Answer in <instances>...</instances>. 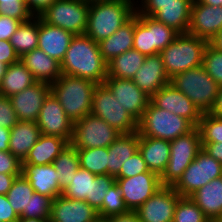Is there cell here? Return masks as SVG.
<instances>
[{
	"mask_svg": "<svg viewBox=\"0 0 222 222\" xmlns=\"http://www.w3.org/2000/svg\"><path fill=\"white\" fill-rule=\"evenodd\" d=\"M33 193V187L23 174L15 178L7 193V198L18 216H22L23 211H29L30 197H32Z\"/></svg>",
	"mask_w": 222,
	"mask_h": 222,
	"instance_id": "8d00e7d4",
	"label": "cell"
},
{
	"mask_svg": "<svg viewBox=\"0 0 222 222\" xmlns=\"http://www.w3.org/2000/svg\"><path fill=\"white\" fill-rule=\"evenodd\" d=\"M81 1H84L85 3L91 4V3H94V2L108 1V0H81Z\"/></svg>",
	"mask_w": 222,
	"mask_h": 222,
	"instance_id": "003e7915",
	"label": "cell"
},
{
	"mask_svg": "<svg viewBox=\"0 0 222 222\" xmlns=\"http://www.w3.org/2000/svg\"><path fill=\"white\" fill-rule=\"evenodd\" d=\"M74 35L39 16L38 48L61 63Z\"/></svg>",
	"mask_w": 222,
	"mask_h": 222,
	"instance_id": "44dd1931",
	"label": "cell"
},
{
	"mask_svg": "<svg viewBox=\"0 0 222 222\" xmlns=\"http://www.w3.org/2000/svg\"><path fill=\"white\" fill-rule=\"evenodd\" d=\"M190 198L211 222H217L222 217V176L199 188Z\"/></svg>",
	"mask_w": 222,
	"mask_h": 222,
	"instance_id": "484cf974",
	"label": "cell"
},
{
	"mask_svg": "<svg viewBox=\"0 0 222 222\" xmlns=\"http://www.w3.org/2000/svg\"><path fill=\"white\" fill-rule=\"evenodd\" d=\"M40 135L36 122L19 120L10 129L9 151L23 162Z\"/></svg>",
	"mask_w": 222,
	"mask_h": 222,
	"instance_id": "4316f807",
	"label": "cell"
},
{
	"mask_svg": "<svg viewBox=\"0 0 222 222\" xmlns=\"http://www.w3.org/2000/svg\"><path fill=\"white\" fill-rule=\"evenodd\" d=\"M201 142H222V118L211 113H202L198 124Z\"/></svg>",
	"mask_w": 222,
	"mask_h": 222,
	"instance_id": "60d3db41",
	"label": "cell"
},
{
	"mask_svg": "<svg viewBox=\"0 0 222 222\" xmlns=\"http://www.w3.org/2000/svg\"><path fill=\"white\" fill-rule=\"evenodd\" d=\"M138 150L149 171L161 177L170 158V141L139 134Z\"/></svg>",
	"mask_w": 222,
	"mask_h": 222,
	"instance_id": "603a6c76",
	"label": "cell"
},
{
	"mask_svg": "<svg viewBox=\"0 0 222 222\" xmlns=\"http://www.w3.org/2000/svg\"><path fill=\"white\" fill-rule=\"evenodd\" d=\"M207 44L206 40L197 36L180 33L159 53L169 79L178 73L201 66Z\"/></svg>",
	"mask_w": 222,
	"mask_h": 222,
	"instance_id": "277c9868",
	"label": "cell"
},
{
	"mask_svg": "<svg viewBox=\"0 0 222 222\" xmlns=\"http://www.w3.org/2000/svg\"><path fill=\"white\" fill-rule=\"evenodd\" d=\"M22 174L36 193L49 196L53 200L63 193L53 164H22Z\"/></svg>",
	"mask_w": 222,
	"mask_h": 222,
	"instance_id": "7402d4cb",
	"label": "cell"
},
{
	"mask_svg": "<svg viewBox=\"0 0 222 222\" xmlns=\"http://www.w3.org/2000/svg\"><path fill=\"white\" fill-rule=\"evenodd\" d=\"M133 49L150 56L153 55L152 31L135 13L134 43Z\"/></svg>",
	"mask_w": 222,
	"mask_h": 222,
	"instance_id": "b9f144b4",
	"label": "cell"
},
{
	"mask_svg": "<svg viewBox=\"0 0 222 222\" xmlns=\"http://www.w3.org/2000/svg\"><path fill=\"white\" fill-rule=\"evenodd\" d=\"M222 28V8L193 1L188 32L209 41Z\"/></svg>",
	"mask_w": 222,
	"mask_h": 222,
	"instance_id": "ac0fdd59",
	"label": "cell"
},
{
	"mask_svg": "<svg viewBox=\"0 0 222 222\" xmlns=\"http://www.w3.org/2000/svg\"><path fill=\"white\" fill-rule=\"evenodd\" d=\"M60 66L62 74L96 84H104L107 78V63L102 58L99 44L85 34L74 35Z\"/></svg>",
	"mask_w": 222,
	"mask_h": 222,
	"instance_id": "6da1fadb",
	"label": "cell"
},
{
	"mask_svg": "<svg viewBox=\"0 0 222 222\" xmlns=\"http://www.w3.org/2000/svg\"><path fill=\"white\" fill-rule=\"evenodd\" d=\"M199 3H203L208 6L219 7L221 6L222 0H196Z\"/></svg>",
	"mask_w": 222,
	"mask_h": 222,
	"instance_id": "e7e4bbea",
	"label": "cell"
},
{
	"mask_svg": "<svg viewBox=\"0 0 222 222\" xmlns=\"http://www.w3.org/2000/svg\"><path fill=\"white\" fill-rule=\"evenodd\" d=\"M91 113L121 134L138 131V122L115 99L105 84H98L94 89Z\"/></svg>",
	"mask_w": 222,
	"mask_h": 222,
	"instance_id": "ba28073f",
	"label": "cell"
},
{
	"mask_svg": "<svg viewBox=\"0 0 222 222\" xmlns=\"http://www.w3.org/2000/svg\"><path fill=\"white\" fill-rule=\"evenodd\" d=\"M0 173L22 174V161L10 151H0Z\"/></svg>",
	"mask_w": 222,
	"mask_h": 222,
	"instance_id": "681fc988",
	"label": "cell"
},
{
	"mask_svg": "<svg viewBox=\"0 0 222 222\" xmlns=\"http://www.w3.org/2000/svg\"><path fill=\"white\" fill-rule=\"evenodd\" d=\"M210 113L216 117L222 118V86L219 88L215 104Z\"/></svg>",
	"mask_w": 222,
	"mask_h": 222,
	"instance_id": "94428289",
	"label": "cell"
},
{
	"mask_svg": "<svg viewBox=\"0 0 222 222\" xmlns=\"http://www.w3.org/2000/svg\"><path fill=\"white\" fill-rule=\"evenodd\" d=\"M20 61L38 82L54 83L62 75L60 62L35 48L20 57Z\"/></svg>",
	"mask_w": 222,
	"mask_h": 222,
	"instance_id": "cb8c5ba5",
	"label": "cell"
},
{
	"mask_svg": "<svg viewBox=\"0 0 222 222\" xmlns=\"http://www.w3.org/2000/svg\"><path fill=\"white\" fill-rule=\"evenodd\" d=\"M98 212L86 201L69 199L62 194L52 201L50 222H94Z\"/></svg>",
	"mask_w": 222,
	"mask_h": 222,
	"instance_id": "d6986e66",
	"label": "cell"
},
{
	"mask_svg": "<svg viewBox=\"0 0 222 222\" xmlns=\"http://www.w3.org/2000/svg\"><path fill=\"white\" fill-rule=\"evenodd\" d=\"M50 93L49 83L36 82L25 90L10 96L9 99L18 120L36 122L42 105Z\"/></svg>",
	"mask_w": 222,
	"mask_h": 222,
	"instance_id": "e0dca14e",
	"label": "cell"
},
{
	"mask_svg": "<svg viewBox=\"0 0 222 222\" xmlns=\"http://www.w3.org/2000/svg\"><path fill=\"white\" fill-rule=\"evenodd\" d=\"M21 23L18 19L0 15V40H10Z\"/></svg>",
	"mask_w": 222,
	"mask_h": 222,
	"instance_id": "816d5d0a",
	"label": "cell"
},
{
	"mask_svg": "<svg viewBox=\"0 0 222 222\" xmlns=\"http://www.w3.org/2000/svg\"><path fill=\"white\" fill-rule=\"evenodd\" d=\"M36 123L41 134L58 136L71 143L74 123L52 93L45 99Z\"/></svg>",
	"mask_w": 222,
	"mask_h": 222,
	"instance_id": "4fadbf2b",
	"label": "cell"
},
{
	"mask_svg": "<svg viewBox=\"0 0 222 222\" xmlns=\"http://www.w3.org/2000/svg\"><path fill=\"white\" fill-rule=\"evenodd\" d=\"M6 68H7V65H5L4 63H2L0 61V84L2 82V78H3L4 74H5Z\"/></svg>",
	"mask_w": 222,
	"mask_h": 222,
	"instance_id": "03108f58",
	"label": "cell"
},
{
	"mask_svg": "<svg viewBox=\"0 0 222 222\" xmlns=\"http://www.w3.org/2000/svg\"><path fill=\"white\" fill-rule=\"evenodd\" d=\"M80 168L96 175L107 174L108 147L77 149Z\"/></svg>",
	"mask_w": 222,
	"mask_h": 222,
	"instance_id": "74e56055",
	"label": "cell"
},
{
	"mask_svg": "<svg viewBox=\"0 0 222 222\" xmlns=\"http://www.w3.org/2000/svg\"><path fill=\"white\" fill-rule=\"evenodd\" d=\"M170 84L184 93L201 113H210L220 88L202 65L176 74Z\"/></svg>",
	"mask_w": 222,
	"mask_h": 222,
	"instance_id": "5b68a950",
	"label": "cell"
},
{
	"mask_svg": "<svg viewBox=\"0 0 222 222\" xmlns=\"http://www.w3.org/2000/svg\"><path fill=\"white\" fill-rule=\"evenodd\" d=\"M132 81L148 96H152L163 86L170 83L160 54L146 56L144 63Z\"/></svg>",
	"mask_w": 222,
	"mask_h": 222,
	"instance_id": "ffe728a7",
	"label": "cell"
},
{
	"mask_svg": "<svg viewBox=\"0 0 222 222\" xmlns=\"http://www.w3.org/2000/svg\"><path fill=\"white\" fill-rule=\"evenodd\" d=\"M146 55L130 49L107 63V78L132 79L144 63Z\"/></svg>",
	"mask_w": 222,
	"mask_h": 222,
	"instance_id": "1f68e13d",
	"label": "cell"
},
{
	"mask_svg": "<svg viewBox=\"0 0 222 222\" xmlns=\"http://www.w3.org/2000/svg\"><path fill=\"white\" fill-rule=\"evenodd\" d=\"M116 182L115 177L106 175H96L92 181L91 200L88 204L98 211L104 200L107 190Z\"/></svg>",
	"mask_w": 222,
	"mask_h": 222,
	"instance_id": "ee69618b",
	"label": "cell"
},
{
	"mask_svg": "<svg viewBox=\"0 0 222 222\" xmlns=\"http://www.w3.org/2000/svg\"><path fill=\"white\" fill-rule=\"evenodd\" d=\"M94 222H108L106 218L98 217Z\"/></svg>",
	"mask_w": 222,
	"mask_h": 222,
	"instance_id": "a7ac6f4b",
	"label": "cell"
},
{
	"mask_svg": "<svg viewBox=\"0 0 222 222\" xmlns=\"http://www.w3.org/2000/svg\"><path fill=\"white\" fill-rule=\"evenodd\" d=\"M193 1L179 0V3L157 4V13L153 18L179 33H187Z\"/></svg>",
	"mask_w": 222,
	"mask_h": 222,
	"instance_id": "83f0119b",
	"label": "cell"
},
{
	"mask_svg": "<svg viewBox=\"0 0 222 222\" xmlns=\"http://www.w3.org/2000/svg\"><path fill=\"white\" fill-rule=\"evenodd\" d=\"M201 145L206 153L222 164V142H201Z\"/></svg>",
	"mask_w": 222,
	"mask_h": 222,
	"instance_id": "9f6ffc18",
	"label": "cell"
},
{
	"mask_svg": "<svg viewBox=\"0 0 222 222\" xmlns=\"http://www.w3.org/2000/svg\"><path fill=\"white\" fill-rule=\"evenodd\" d=\"M52 201L51 197L34 192L30 197L29 211H23L22 217L50 219Z\"/></svg>",
	"mask_w": 222,
	"mask_h": 222,
	"instance_id": "f6af8a7d",
	"label": "cell"
},
{
	"mask_svg": "<svg viewBox=\"0 0 222 222\" xmlns=\"http://www.w3.org/2000/svg\"><path fill=\"white\" fill-rule=\"evenodd\" d=\"M202 66L207 74L222 86V52L213 48L209 43L205 47Z\"/></svg>",
	"mask_w": 222,
	"mask_h": 222,
	"instance_id": "7bdbcfd3",
	"label": "cell"
},
{
	"mask_svg": "<svg viewBox=\"0 0 222 222\" xmlns=\"http://www.w3.org/2000/svg\"><path fill=\"white\" fill-rule=\"evenodd\" d=\"M128 210L135 211L162 186L161 178L148 171L128 178H115Z\"/></svg>",
	"mask_w": 222,
	"mask_h": 222,
	"instance_id": "7c38bea8",
	"label": "cell"
},
{
	"mask_svg": "<svg viewBox=\"0 0 222 222\" xmlns=\"http://www.w3.org/2000/svg\"><path fill=\"white\" fill-rule=\"evenodd\" d=\"M222 176V164L202 148L173 186L181 197H190L211 180Z\"/></svg>",
	"mask_w": 222,
	"mask_h": 222,
	"instance_id": "30bf717a",
	"label": "cell"
},
{
	"mask_svg": "<svg viewBox=\"0 0 222 222\" xmlns=\"http://www.w3.org/2000/svg\"><path fill=\"white\" fill-rule=\"evenodd\" d=\"M201 149V136L198 127H194L187 134L171 140L168 165L160 177L162 186L173 187Z\"/></svg>",
	"mask_w": 222,
	"mask_h": 222,
	"instance_id": "52a82bcc",
	"label": "cell"
},
{
	"mask_svg": "<svg viewBox=\"0 0 222 222\" xmlns=\"http://www.w3.org/2000/svg\"><path fill=\"white\" fill-rule=\"evenodd\" d=\"M0 15L18 19L21 22L29 21L34 15L26 5V0H0Z\"/></svg>",
	"mask_w": 222,
	"mask_h": 222,
	"instance_id": "bcb514c9",
	"label": "cell"
},
{
	"mask_svg": "<svg viewBox=\"0 0 222 222\" xmlns=\"http://www.w3.org/2000/svg\"><path fill=\"white\" fill-rule=\"evenodd\" d=\"M16 222H49V219H43V218H37V217L25 218V217L19 216Z\"/></svg>",
	"mask_w": 222,
	"mask_h": 222,
	"instance_id": "be15d7a7",
	"label": "cell"
},
{
	"mask_svg": "<svg viewBox=\"0 0 222 222\" xmlns=\"http://www.w3.org/2000/svg\"><path fill=\"white\" fill-rule=\"evenodd\" d=\"M193 128L187 119L156 107L151 101L138 122L140 135L169 141L187 134Z\"/></svg>",
	"mask_w": 222,
	"mask_h": 222,
	"instance_id": "8992f818",
	"label": "cell"
},
{
	"mask_svg": "<svg viewBox=\"0 0 222 222\" xmlns=\"http://www.w3.org/2000/svg\"><path fill=\"white\" fill-rule=\"evenodd\" d=\"M108 222H140L136 211L112 215L106 218Z\"/></svg>",
	"mask_w": 222,
	"mask_h": 222,
	"instance_id": "6f0895ef",
	"label": "cell"
},
{
	"mask_svg": "<svg viewBox=\"0 0 222 222\" xmlns=\"http://www.w3.org/2000/svg\"><path fill=\"white\" fill-rule=\"evenodd\" d=\"M52 164L57 172L60 188L63 191L70 184L73 174L80 167L77 149L69 143Z\"/></svg>",
	"mask_w": 222,
	"mask_h": 222,
	"instance_id": "836d02e7",
	"label": "cell"
},
{
	"mask_svg": "<svg viewBox=\"0 0 222 222\" xmlns=\"http://www.w3.org/2000/svg\"><path fill=\"white\" fill-rule=\"evenodd\" d=\"M20 60L9 40H0V61L9 66Z\"/></svg>",
	"mask_w": 222,
	"mask_h": 222,
	"instance_id": "f5cc1de1",
	"label": "cell"
},
{
	"mask_svg": "<svg viewBox=\"0 0 222 222\" xmlns=\"http://www.w3.org/2000/svg\"><path fill=\"white\" fill-rule=\"evenodd\" d=\"M21 174H5L0 173V194L7 195L12 186L13 181Z\"/></svg>",
	"mask_w": 222,
	"mask_h": 222,
	"instance_id": "680465c9",
	"label": "cell"
},
{
	"mask_svg": "<svg viewBox=\"0 0 222 222\" xmlns=\"http://www.w3.org/2000/svg\"><path fill=\"white\" fill-rule=\"evenodd\" d=\"M173 222H211L190 198L181 197L175 207Z\"/></svg>",
	"mask_w": 222,
	"mask_h": 222,
	"instance_id": "f35d334b",
	"label": "cell"
},
{
	"mask_svg": "<svg viewBox=\"0 0 222 222\" xmlns=\"http://www.w3.org/2000/svg\"><path fill=\"white\" fill-rule=\"evenodd\" d=\"M38 33L39 16H33L29 21L19 25L9 40L19 58L38 48Z\"/></svg>",
	"mask_w": 222,
	"mask_h": 222,
	"instance_id": "d6a6232c",
	"label": "cell"
},
{
	"mask_svg": "<svg viewBox=\"0 0 222 222\" xmlns=\"http://www.w3.org/2000/svg\"><path fill=\"white\" fill-rule=\"evenodd\" d=\"M180 194L173 187L163 186L136 211L140 222H173Z\"/></svg>",
	"mask_w": 222,
	"mask_h": 222,
	"instance_id": "5bb4252c",
	"label": "cell"
},
{
	"mask_svg": "<svg viewBox=\"0 0 222 222\" xmlns=\"http://www.w3.org/2000/svg\"><path fill=\"white\" fill-rule=\"evenodd\" d=\"M120 134L104 120L89 113L74 122L71 144L76 149L108 147Z\"/></svg>",
	"mask_w": 222,
	"mask_h": 222,
	"instance_id": "8fae6325",
	"label": "cell"
},
{
	"mask_svg": "<svg viewBox=\"0 0 222 222\" xmlns=\"http://www.w3.org/2000/svg\"><path fill=\"white\" fill-rule=\"evenodd\" d=\"M209 44L222 52V28L218 31V33L209 41Z\"/></svg>",
	"mask_w": 222,
	"mask_h": 222,
	"instance_id": "6125c7cd",
	"label": "cell"
},
{
	"mask_svg": "<svg viewBox=\"0 0 222 222\" xmlns=\"http://www.w3.org/2000/svg\"><path fill=\"white\" fill-rule=\"evenodd\" d=\"M139 132L120 134L108 146L107 174L116 177L122 165L138 150Z\"/></svg>",
	"mask_w": 222,
	"mask_h": 222,
	"instance_id": "f1b7e54d",
	"label": "cell"
},
{
	"mask_svg": "<svg viewBox=\"0 0 222 222\" xmlns=\"http://www.w3.org/2000/svg\"><path fill=\"white\" fill-rule=\"evenodd\" d=\"M19 216L10 205L7 195L0 194V221L16 222Z\"/></svg>",
	"mask_w": 222,
	"mask_h": 222,
	"instance_id": "db71d44e",
	"label": "cell"
},
{
	"mask_svg": "<svg viewBox=\"0 0 222 222\" xmlns=\"http://www.w3.org/2000/svg\"><path fill=\"white\" fill-rule=\"evenodd\" d=\"M96 174L88 170L79 169L73 174L70 184L63 190L62 195L69 199L86 201L91 200L92 181Z\"/></svg>",
	"mask_w": 222,
	"mask_h": 222,
	"instance_id": "e575fe53",
	"label": "cell"
},
{
	"mask_svg": "<svg viewBox=\"0 0 222 222\" xmlns=\"http://www.w3.org/2000/svg\"><path fill=\"white\" fill-rule=\"evenodd\" d=\"M38 82L19 60L7 66L0 84V95L10 97Z\"/></svg>",
	"mask_w": 222,
	"mask_h": 222,
	"instance_id": "4dcf8cb0",
	"label": "cell"
},
{
	"mask_svg": "<svg viewBox=\"0 0 222 222\" xmlns=\"http://www.w3.org/2000/svg\"><path fill=\"white\" fill-rule=\"evenodd\" d=\"M10 129L0 127V151H9Z\"/></svg>",
	"mask_w": 222,
	"mask_h": 222,
	"instance_id": "91938a15",
	"label": "cell"
},
{
	"mask_svg": "<svg viewBox=\"0 0 222 222\" xmlns=\"http://www.w3.org/2000/svg\"><path fill=\"white\" fill-rule=\"evenodd\" d=\"M104 84L129 115L139 122L150 102V96L138 88L132 79L106 78Z\"/></svg>",
	"mask_w": 222,
	"mask_h": 222,
	"instance_id": "9a60e30c",
	"label": "cell"
},
{
	"mask_svg": "<svg viewBox=\"0 0 222 222\" xmlns=\"http://www.w3.org/2000/svg\"><path fill=\"white\" fill-rule=\"evenodd\" d=\"M150 101L156 107L187 119L194 127L199 124L202 116L200 110L184 93L170 83L153 94L150 97Z\"/></svg>",
	"mask_w": 222,
	"mask_h": 222,
	"instance_id": "2e32d148",
	"label": "cell"
},
{
	"mask_svg": "<svg viewBox=\"0 0 222 222\" xmlns=\"http://www.w3.org/2000/svg\"><path fill=\"white\" fill-rule=\"evenodd\" d=\"M97 85L87 79L62 74L50 84V89L74 123L91 113L93 93Z\"/></svg>",
	"mask_w": 222,
	"mask_h": 222,
	"instance_id": "3957f363",
	"label": "cell"
},
{
	"mask_svg": "<svg viewBox=\"0 0 222 222\" xmlns=\"http://www.w3.org/2000/svg\"><path fill=\"white\" fill-rule=\"evenodd\" d=\"M55 0H26V5L34 16H39Z\"/></svg>",
	"mask_w": 222,
	"mask_h": 222,
	"instance_id": "11a10c76",
	"label": "cell"
},
{
	"mask_svg": "<svg viewBox=\"0 0 222 222\" xmlns=\"http://www.w3.org/2000/svg\"><path fill=\"white\" fill-rule=\"evenodd\" d=\"M139 2L136 1V10L140 14L153 17L157 13V4L179 3V0H139Z\"/></svg>",
	"mask_w": 222,
	"mask_h": 222,
	"instance_id": "f907efd6",
	"label": "cell"
},
{
	"mask_svg": "<svg viewBox=\"0 0 222 222\" xmlns=\"http://www.w3.org/2000/svg\"><path fill=\"white\" fill-rule=\"evenodd\" d=\"M135 13L152 31L153 38V55L159 54L180 34L172 27L156 21L153 17L140 14L137 10Z\"/></svg>",
	"mask_w": 222,
	"mask_h": 222,
	"instance_id": "d590c367",
	"label": "cell"
},
{
	"mask_svg": "<svg viewBox=\"0 0 222 222\" xmlns=\"http://www.w3.org/2000/svg\"><path fill=\"white\" fill-rule=\"evenodd\" d=\"M134 28L135 14L110 37L98 43L102 58L106 63H109L118 55L133 49Z\"/></svg>",
	"mask_w": 222,
	"mask_h": 222,
	"instance_id": "d4e9b609",
	"label": "cell"
},
{
	"mask_svg": "<svg viewBox=\"0 0 222 222\" xmlns=\"http://www.w3.org/2000/svg\"><path fill=\"white\" fill-rule=\"evenodd\" d=\"M69 142L58 136L41 134L22 164H52Z\"/></svg>",
	"mask_w": 222,
	"mask_h": 222,
	"instance_id": "f546056e",
	"label": "cell"
},
{
	"mask_svg": "<svg viewBox=\"0 0 222 222\" xmlns=\"http://www.w3.org/2000/svg\"><path fill=\"white\" fill-rule=\"evenodd\" d=\"M149 169L146 165V162L143 160L142 154L137 150L125 164L122 165V168L119 174L115 178H128L136 176L140 173L148 172Z\"/></svg>",
	"mask_w": 222,
	"mask_h": 222,
	"instance_id": "7dc6e473",
	"label": "cell"
},
{
	"mask_svg": "<svg viewBox=\"0 0 222 222\" xmlns=\"http://www.w3.org/2000/svg\"><path fill=\"white\" fill-rule=\"evenodd\" d=\"M18 121L9 97L0 95V127L11 129Z\"/></svg>",
	"mask_w": 222,
	"mask_h": 222,
	"instance_id": "c3c4849f",
	"label": "cell"
},
{
	"mask_svg": "<svg viewBox=\"0 0 222 222\" xmlns=\"http://www.w3.org/2000/svg\"><path fill=\"white\" fill-rule=\"evenodd\" d=\"M136 11V0H108L89 4L85 35L95 42L110 37Z\"/></svg>",
	"mask_w": 222,
	"mask_h": 222,
	"instance_id": "7a4b0ae2",
	"label": "cell"
},
{
	"mask_svg": "<svg viewBox=\"0 0 222 222\" xmlns=\"http://www.w3.org/2000/svg\"><path fill=\"white\" fill-rule=\"evenodd\" d=\"M89 4L81 0H55L39 16L48 24L73 35L86 32Z\"/></svg>",
	"mask_w": 222,
	"mask_h": 222,
	"instance_id": "9c48e42d",
	"label": "cell"
},
{
	"mask_svg": "<svg viewBox=\"0 0 222 222\" xmlns=\"http://www.w3.org/2000/svg\"><path fill=\"white\" fill-rule=\"evenodd\" d=\"M128 211L129 210L125 205L121 190L118 184L115 182L107 190V194L104 197L102 206L97 211L98 215L101 218H107L109 216L126 213Z\"/></svg>",
	"mask_w": 222,
	"mask_h": 222,
	"instance_id": "ab89813d",
	"label": "cell"
}]
</instances>
